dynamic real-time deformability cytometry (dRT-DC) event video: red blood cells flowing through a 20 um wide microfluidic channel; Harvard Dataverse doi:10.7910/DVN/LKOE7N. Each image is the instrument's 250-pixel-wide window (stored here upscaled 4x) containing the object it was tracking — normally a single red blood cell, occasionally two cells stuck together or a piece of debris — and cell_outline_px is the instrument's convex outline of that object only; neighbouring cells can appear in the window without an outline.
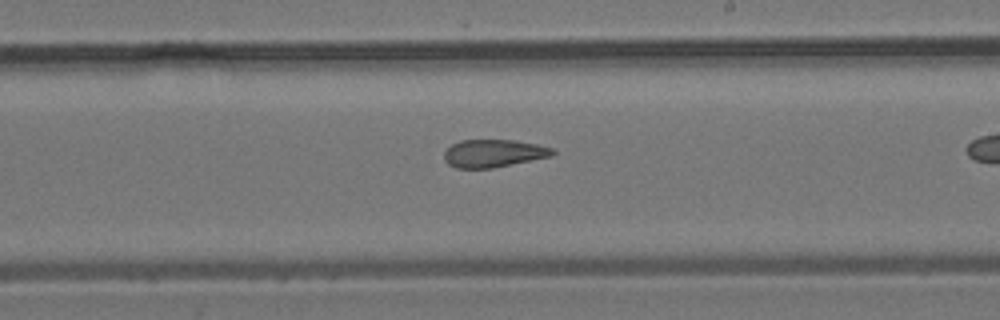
{"species": "common noctule bat (a hibernating species)", "species_latin": "Nyctalus noctula", "temperature_condition": "room temperature", "stored_images_in_passage": 27, "camera_frame_rate_fps": 3000, "um_per_image_px": 0.085, "animal": {"sex": "male", "body_mass_g": 19.2, "forearm_length_mm": 51.8}, "frame": {"image": 1, "passage_image": 12, "time_ms": 3.667, "image_size_px": [1000, 320], "cell_outline_px": [[556, 152], [552, 156], [492, 168], [456, 168], [448, 164], [444, 160], [444, 152], [452, 144], [460, 140], [516, 140], [536, 144], [552, 148]], "centroid_in_image_um": [41.94, 13.03], "position_along_channel_um": 247.1, "area_um2": 17.51}}